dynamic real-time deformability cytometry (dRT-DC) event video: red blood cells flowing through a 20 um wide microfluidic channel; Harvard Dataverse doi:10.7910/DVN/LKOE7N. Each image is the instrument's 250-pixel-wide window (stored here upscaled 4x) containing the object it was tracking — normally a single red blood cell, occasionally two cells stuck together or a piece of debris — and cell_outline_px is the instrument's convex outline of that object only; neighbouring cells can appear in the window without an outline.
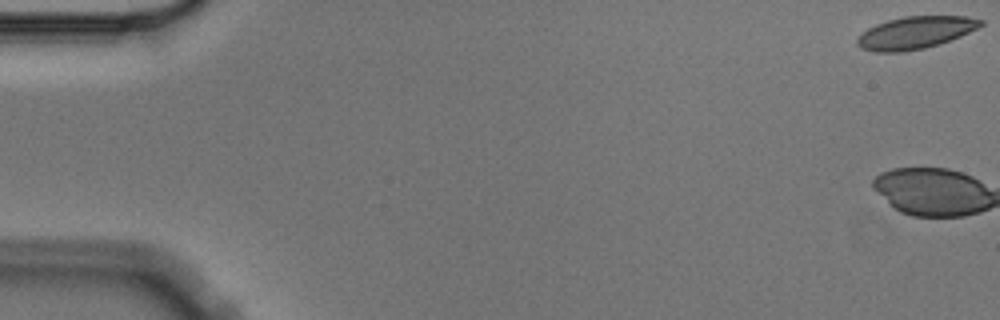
{"species": "Egyptian fruit bat (a non-hibernating species)", "species_latin": "Rousettus aegyptiacus", "temperature_condition": "cold", "stored_images_in_passage": 6, "camera_frame_rate_fps": 3000, "um_per_image_px": 0.085, "animal": {"sex": "male"}, "frame": {"image": 1, "passage_image": 1, "time_ms": 0.0, "image_size_px": [1000, 320], "cell_outline_px": [[984, 24], [960, 36], [924, 48], [900, 52], [876, 52], [860, 48], [856, 44], [856, 40], [868, 28], [876, 24], [888, 20], [904, 16], [968, 16], [984, 20]], "centroid_in_image_um": [77.79, 2.77], "position_along_channel_um": 7.2, "area_um2": 23.0}}